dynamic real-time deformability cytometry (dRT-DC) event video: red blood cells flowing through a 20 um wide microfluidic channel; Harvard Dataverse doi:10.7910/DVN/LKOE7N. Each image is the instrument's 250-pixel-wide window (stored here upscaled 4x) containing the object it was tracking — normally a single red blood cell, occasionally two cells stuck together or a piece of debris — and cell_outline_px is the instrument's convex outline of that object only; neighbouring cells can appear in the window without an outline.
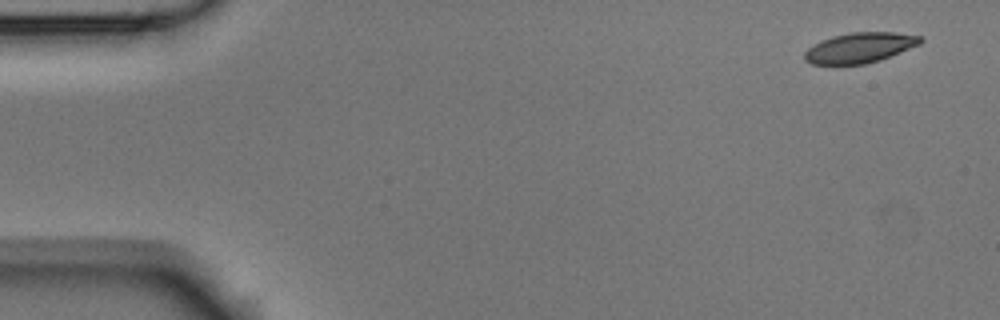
{"species": "Egyptian fruit bat (a non-hibernating species)", "species_latin": "Rousettus aegyptiacus", "temperature_condition": "room temperature", "stored_images_in_passage": 5, "camera_frame_rate_fps": 3000, "um_per_image_px": 0.085, "animal": {"sex": "male"}, "frame": {"image": 1, "passage_image": 1, "time_ms": 0.0, "image_size_px": [1000, 320], "cell_outline_px": [[924, 40], [920, 44], [880, 60], [864, 64], [812, 64], [804, 60], [804, 52], [808, 48], [832, 36], [852, 32], [896, 32], [924, 36]], "centroid_in_image_um": [73.12, 4.05], "position_along_channel_um": 11.9, "area_um2": 20.35}}